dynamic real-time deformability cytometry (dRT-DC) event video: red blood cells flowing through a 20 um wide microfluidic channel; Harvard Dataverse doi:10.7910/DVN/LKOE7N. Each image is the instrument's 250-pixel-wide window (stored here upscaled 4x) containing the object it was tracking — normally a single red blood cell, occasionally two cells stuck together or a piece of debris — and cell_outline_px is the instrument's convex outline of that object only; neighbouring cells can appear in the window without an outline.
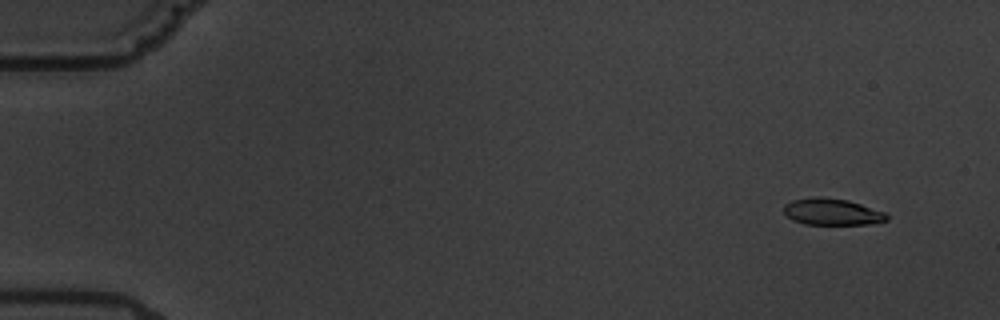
{"species": "common noctule bat (a hibernating species)", "species_latin": "Nyctalus noctula", "temperature_condition": "warm", "stored_images_in_passage": 6, "camera_frame_rate_fps": 3000, "um_per_image_px": 0.085, "animal": {"sex": "male", "body_mass_g": 19.5, "forearm_length_mm": 54.6}, "frame": {"image": 1, "passage_image": 2, "time_ms": 1.333, "image_size_px": [1000, 320], "cell_outline_px": [[888, 220], [868, 224], [804, 224], [792, 220], [784, 212], [784, 204], [792, 200], [816, 196], [820, 196], [848, 200], [884, 212], [888, 216]], "centroid_in_image_um": [70.69, 18.0], "position_along_channel_um": 14.3, "area_um2": 15.9}}